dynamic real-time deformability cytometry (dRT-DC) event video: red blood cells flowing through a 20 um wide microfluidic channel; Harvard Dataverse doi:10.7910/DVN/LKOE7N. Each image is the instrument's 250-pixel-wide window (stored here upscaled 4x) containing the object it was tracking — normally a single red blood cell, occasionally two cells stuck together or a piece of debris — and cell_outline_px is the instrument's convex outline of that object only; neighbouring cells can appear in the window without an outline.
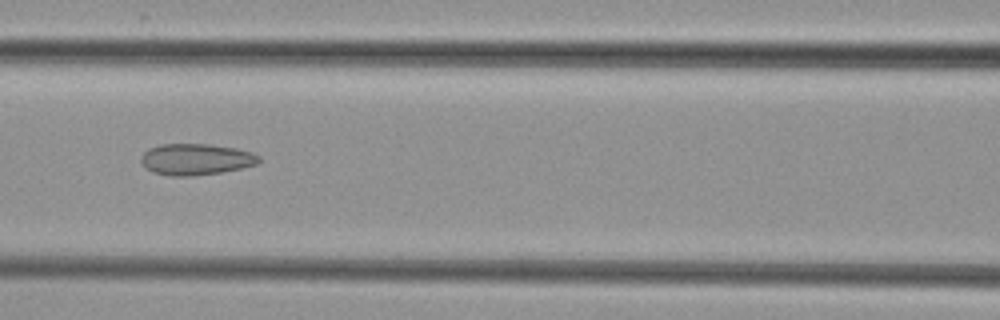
{"species": "common noctule bat (a hibernating species)", "species_latin": "Nyctalus noctula", "temperature_condition": "cold", "stored_images_in_passage": 8, "camera_frame_rate_fps": 3000, "um_per_image_px": 0.085, "animal": {"sex": "female", "body_mass_g": 29.2, "forearm_length_mm": 56.3}, "frame": {"image": 1, "passage_image": 8, "time_ms": 8.0, "image_size_px": [1000, 320], "cell_outline_px": [[260, 160], [256, 164], [240, 168], [220, 172], [192, 176], [168, 176], [152, 172], [140, 160], [140, 156], [148, 148], [160, 144], [212, 144], [236, 148], [252, 152], [260, 156]], "centroid_in_image_um": [16.64, 13.53], "position_along_channel_um": 150.0, "area_um2": 21.56}}